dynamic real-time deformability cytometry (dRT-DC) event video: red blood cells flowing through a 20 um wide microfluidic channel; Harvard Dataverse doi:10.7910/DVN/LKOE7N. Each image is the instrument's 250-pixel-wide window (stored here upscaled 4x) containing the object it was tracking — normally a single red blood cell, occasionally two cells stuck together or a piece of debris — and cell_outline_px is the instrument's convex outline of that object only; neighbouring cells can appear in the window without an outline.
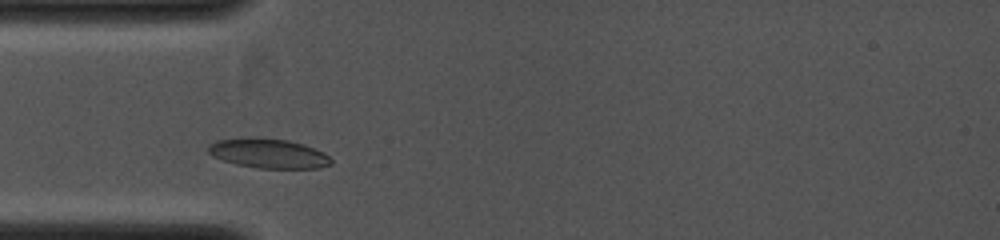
{"species": "common noctule bat (a hibernating species)", "species_latin": "Nyctalus noctula", "temperature_condition": "cold", "stored_images_in_passage": 2, "camera_frame_rate_fps": 4000, "um_per_image_px": 0.085, "animal": {"sex": "female", "body_mass_g": 19.0, "forearm_length_mm": 53.3}, "frame": {"image": 1, "passage_image": 1, "time_ms": 0.0, "image_size_px": [1000, 240], "cell_outline_px": [[332, 164], [316, 168], [260, 168], [236, 164], [212, 156], [208, 152], [208, 144], [216, 140], [288, 140], [324, 152], [332, 160]], "centroid_in_image_um": [22.84, 13.09], "position_along_channel_um": 62.2, "area_um2": 20.11}}
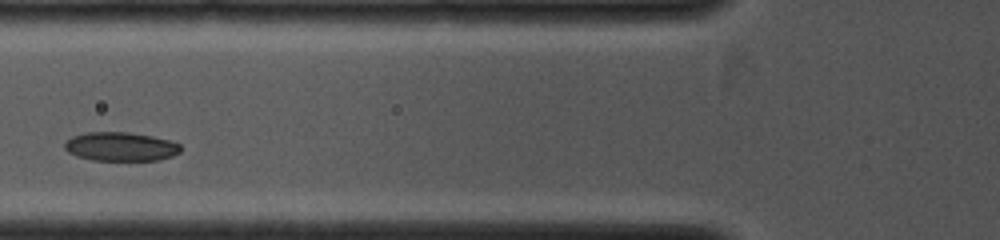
{"frame": {"image": 2, "passage_image": 2, "time_ms": 1.0, "image_size_px": [1000, 240], "cell_outline_px": [[180, 152], [172, 156], [160, 160], [92, 160], [76, 156], [68, 152], [64, 148], [64, 144], [72, 136], [84, 132], [128, 132], [152, 136], [168, 140], [180, 144]], "centroid_in_image_um": [10.24, 12.46], "position_along_channel_um": 115.6, "area_um2": 19.54}}